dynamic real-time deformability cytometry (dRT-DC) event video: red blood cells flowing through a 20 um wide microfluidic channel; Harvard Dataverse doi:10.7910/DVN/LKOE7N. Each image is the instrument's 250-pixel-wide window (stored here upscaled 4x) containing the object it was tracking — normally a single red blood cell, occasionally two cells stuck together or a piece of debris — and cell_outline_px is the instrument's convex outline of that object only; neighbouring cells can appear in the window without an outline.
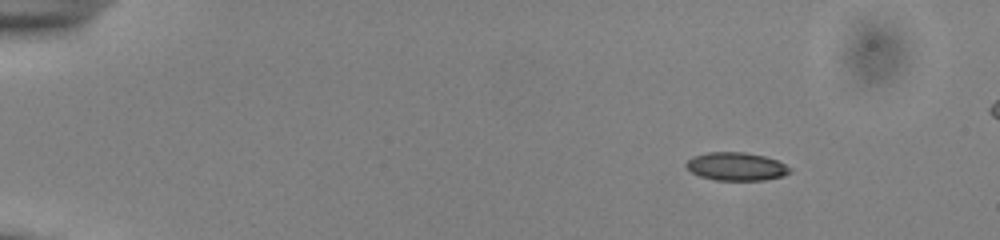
{"species": "common noctule bat (a hibernating species)", "species_latin": "Nyctalus noctula", "temperature_condition": "cold", "stored_images_in_passage": 12, "camera_frame_rate_fps": 3000, "um_per_image_px": 0.085, "animal": {"sex": "male", "body_mass_g": 13.0, "forearm_length_mm": 53.1}, "frame": {"image": 1, "passage_image": 1, "time_ms": 0.0, "image_size_px": [1000, 240], "cell_outline_px": [[792, 172], [784, 176], [764, 180], [716, 180], [700, 176], [692, 172], [684, 164], [692, 156], [708, 152], [744, 152], [764, 156], [776, 160], [792, 168]], "centroid_in_image_um": [62.6, 14.15], "position_along_channel_um": 22.4, "area_um2": 17.05}}
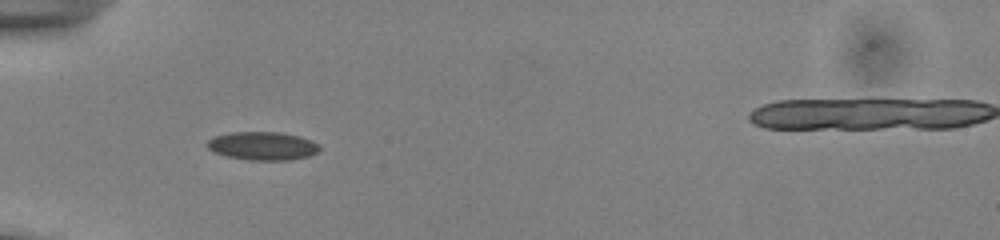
{"frame": {"image": 2, "passage_image": 12, "time_ms": 3.667, "image_size_px": [1000, 240], "cell_outline_px": [[320, 148], [316, 152], [308, 156], [292, 160], [248, 160], [228, 156], [212, 152], [204, 144], [212, 136], [232, 132], [280, 132], [300, 136], [312, 140], [320, 144]], "centroid_in_image_um": [22.3, 12.4], "position_along_channel_um": 62.7, "area_um2": 18.79}}